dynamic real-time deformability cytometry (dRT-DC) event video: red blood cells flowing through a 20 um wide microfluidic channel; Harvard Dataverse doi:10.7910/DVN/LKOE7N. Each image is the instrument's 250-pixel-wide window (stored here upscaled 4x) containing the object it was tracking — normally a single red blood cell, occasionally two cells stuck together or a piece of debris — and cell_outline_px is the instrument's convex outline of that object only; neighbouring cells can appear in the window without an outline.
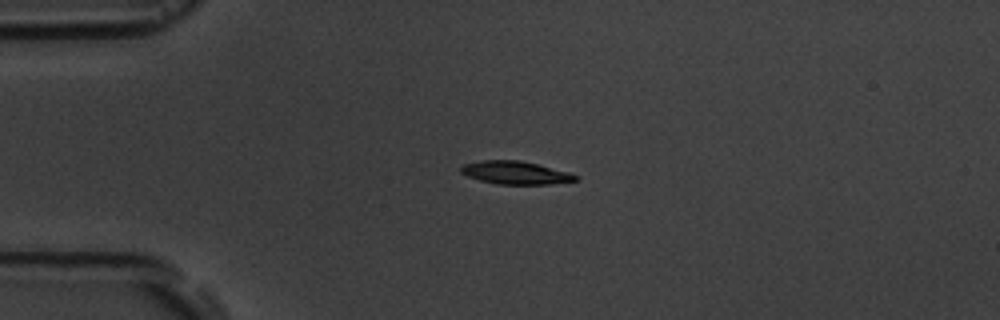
{"species": "common noctule bat (a hibernating species)", "species_latin": "Nyctalus noctula", "temperature_condition": "room temperature", "stored_images_in_passage": 13, "camera_frame_rate_fps": 3000, "um_per_image_px": 0.085, "animal": {"sex": "male", "body_mass_g": 19.5, "forearm_length_mm": 54.6}, "frame": {"image": 1, "passage_image": 1, "time_ms": 0.0, "image_size_px": [1000, 320], "cell_outline_px": [[580, 180], [548, 184], [496, 184], [480, 180], [468, 176], [460, 172], [460, 168], [464, 164], [480, 160], [520, 160], [568, 172], [580, 176]], "centroid_in_image_um": [43.82, 14.68], "position_along_channel_um": 41.2, "area_um2": 15.32}}
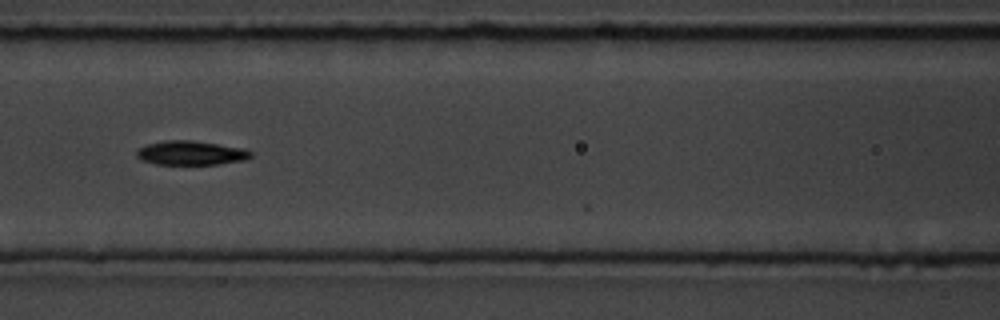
{"frame": {"image": 2, "passage_image": 4, "time_ms": 3.667, "image_size_px": [1000, 320], "cell_outline_px": [[252, 156], [244, 160], [220, 164], [156, 164], [140, 160], [136, 156], [136, 152], [140, 148], [148, 144], [164, 140], [192, 140], [244, 148], [252, 152]], "centroid_in_image_um": [16.23, 13.0], "position_along_channel_um": 150.4, "area_um2": 16.07}}
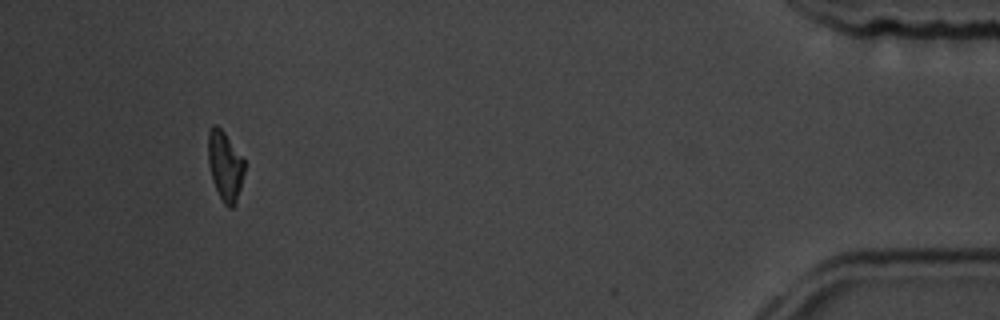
{"frame": {"image": 3, "passage_image": 12, "time_ms": 12.667, "image_size_px": [1000, 320], "cell_outline_px": [[244, 172], [240, 188], [236, 200], [232, 208], [228, 208], [224, 204], [212, 180], [208, 164], [208, 132], [212, 124], [216, 124], [224, 132], [244, 160]], "centroid_in_image_um": [19.1, 14.08], "position_along_channel_um": 416.1, "area_um2": 14.51}, "authors_computed_cell_mechanics": {"area_um2": 15.3748, "velocity_mm_per_s": 3.729, "shape_relaxation_time_tau1_ms": 2.5657, "shape_relaxation_time_tau2_ms": null, "deformation_change_tau1": 0.1324, "deformation_change_tau2": null}}